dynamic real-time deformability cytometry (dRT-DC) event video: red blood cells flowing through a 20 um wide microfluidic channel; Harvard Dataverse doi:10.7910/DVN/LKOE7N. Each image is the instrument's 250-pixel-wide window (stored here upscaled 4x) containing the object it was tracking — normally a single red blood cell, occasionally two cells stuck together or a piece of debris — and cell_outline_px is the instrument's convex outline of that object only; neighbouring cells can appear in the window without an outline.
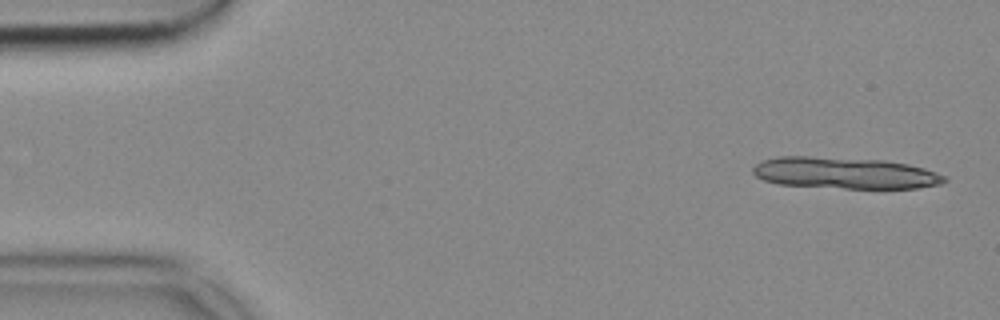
{"species": "common noctule bat (a hibernating species)", "species_latin": "Nyctalus noctula", "temperature_condition": "cold", "stored_images_in_passage": 11, "camera_frame_rate_fps": 3000, "um_per_image_px": 0.085, "animal": {"sex": "female", "body_mass_g": 18.4}, "frame": {"image": 1, "passage_image": 2, "time_ms": 0.333, "image_size_px": [1000, 320], "cell_outline_px": [[948, 180], [940, 184], [916, 188], [844, 188], [776, 184], [764, 180], [756, 176], [752, 172], [752, 168], [756, 164], [764, 160], [780, 156], [808, 156], [884, 160], [908, 164], [924, 168], [936, 172], [944, 176]], "centroid_in_image_um": [71.79, 14.7], "position_along_channel_um": 13.2, "area_um2": 35.08}}